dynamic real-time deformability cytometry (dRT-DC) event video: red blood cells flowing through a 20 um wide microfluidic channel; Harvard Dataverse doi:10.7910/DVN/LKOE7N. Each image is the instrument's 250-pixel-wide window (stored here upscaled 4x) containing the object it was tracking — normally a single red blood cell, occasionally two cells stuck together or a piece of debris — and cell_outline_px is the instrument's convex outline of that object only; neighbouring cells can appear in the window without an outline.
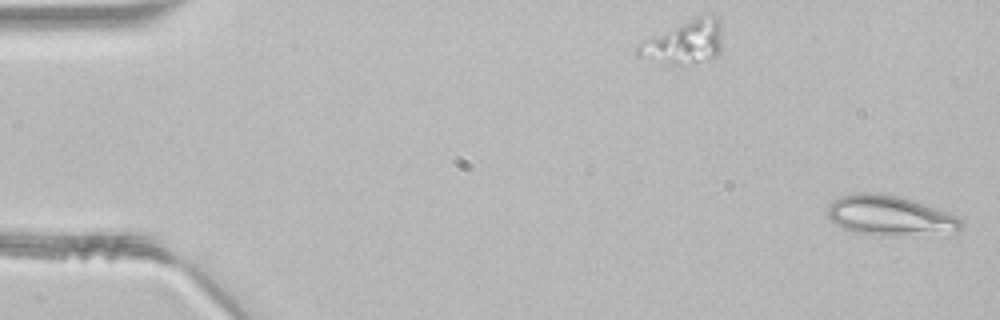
{"species": "common noctule bat (a hibernating species)", "species_latin": "Nyctalus noctula", "temperature_condition": "room temperature", "stored_images_in_passage": 46, "segment_of_instrument_passage": [1, 2], "camera_frame_rate_fps": 3000, "um_per_image_px": 0.085, "animal": {"sex": "male", "body_mass_g": 21.5, "forearm_length_mm": 52.0}, "frame": {"image": 1, "passage_image": 1, "time_ms": 0.0, "image_size_px": [1000, 320], "cell_outline_px": [[964, 224], [956, 236], [860, 232], [844, 228], [836, 224], [828, 216], [828, 204], [832, 200], [840, 196], [852, 192], [876, 192], [896, 196], [912, 200], [936, 208], [956, 216]], "centroid_in_image_um": [75.72, 18.31], "position_along_channel_um": 9.3, "area_um2": 30.92}}
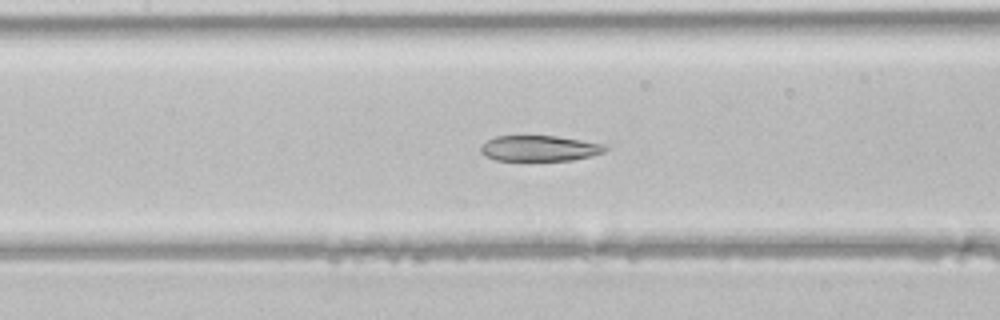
{"frame": {"image": 2, "passage_image": 21, "time_ms": 6.667, "image_size_px": [1000, 320], "cell_outline_px": [[608, 148], [604, 152], [592, 156], [572, 160], [496, 160], [484, 156], [480, 152], [480, 148], [488, 140], [496, 136], [556, 136], [604, 144]], "centroid_in_image_um": [45.86, 12.61], "position_along_channel_um": 161.5, "area_um2": 18.5}}
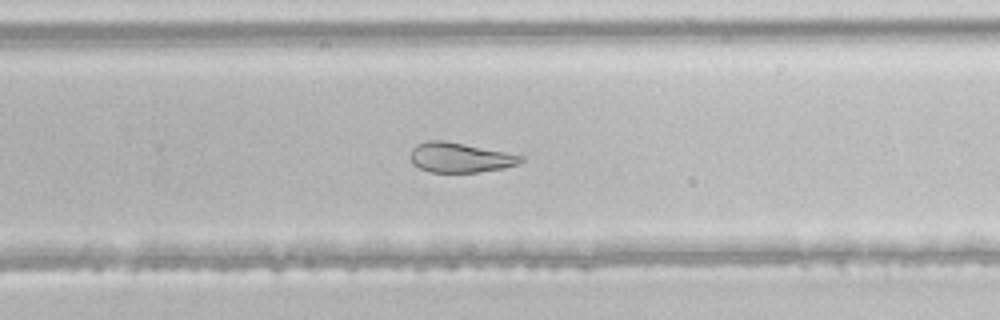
{"frame": {"image": 3, "passage_image": 30, "time_ms": 9.667, "image_size_px": [1000, 320], "cell_outline_px": [[524, 160], [520, 164], [504, 168], [480, 172], [432, 172], [420, 168], [412, 164], [408, 156], [412, 148], [416, 144], [428, 140], [444, 140], [524, 156]], "centroid_in_image_um": [39.07, 13.39], "position_along_channel_um": 290.7, "area_um2": 19.31}}